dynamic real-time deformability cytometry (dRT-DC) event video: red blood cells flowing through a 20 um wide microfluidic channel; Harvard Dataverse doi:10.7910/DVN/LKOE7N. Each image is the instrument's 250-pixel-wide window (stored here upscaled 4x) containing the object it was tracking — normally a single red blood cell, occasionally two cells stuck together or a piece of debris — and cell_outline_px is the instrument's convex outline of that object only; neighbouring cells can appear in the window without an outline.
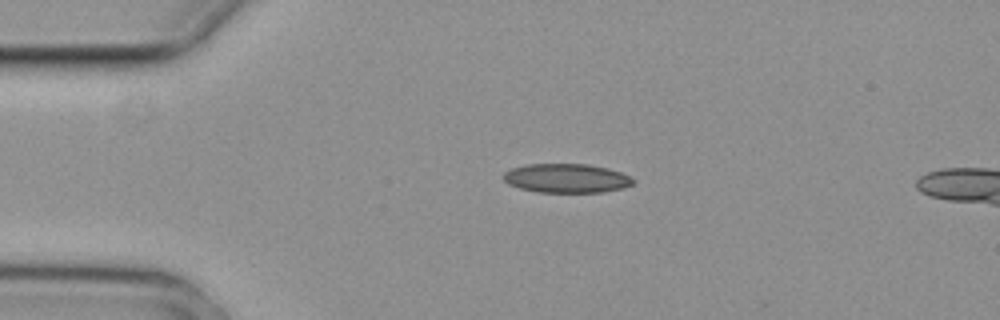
{"species": "common noctule bat (a hibernating species)", "species_latin": "Nyctalus noctula", "temperature_condition": "cold", "stored_images_in_passage": 4, "camera_frame_rate_fps": 3000, "um_per_image_px": 0.085, "animal": {"sex": "female", "body_mass_g": 29.2, "forearm_length_mm": 56.3}, "frame": {"image": 1, "passage_image": 3, "time_ms": 0.667, "image_size_px": [1000, 320], "cell_outline_px": [[636, 180], [632, 184], [624, 188], [604, 192], [536, 192], [520, 188], [508, 184], [504, 180], [504, 172], [512, 168], [524, 164], [588, 164], [608, 168], [620, 172]], "centroid_in_image_um": [48.15, 15.15], "position_along_channel_um": 36.8, "area_um2": 22.02}}